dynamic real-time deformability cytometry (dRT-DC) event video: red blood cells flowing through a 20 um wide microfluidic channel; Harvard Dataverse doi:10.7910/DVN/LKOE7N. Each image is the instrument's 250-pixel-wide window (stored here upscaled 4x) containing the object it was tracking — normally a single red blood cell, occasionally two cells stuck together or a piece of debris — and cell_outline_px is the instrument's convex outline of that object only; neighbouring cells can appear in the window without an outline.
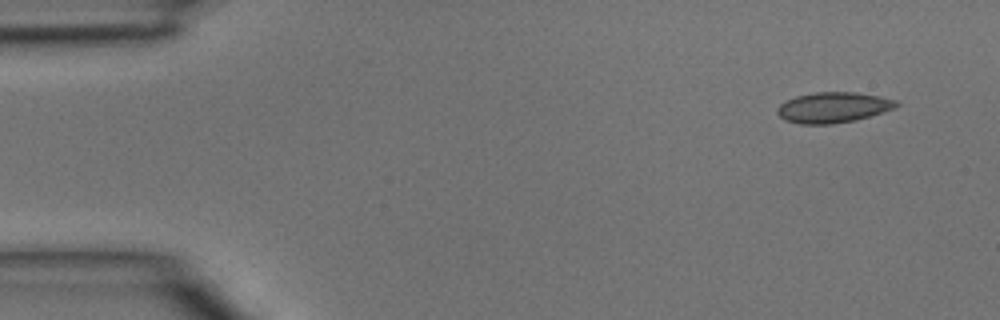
{"species": "common noctule bat (a hibernating species)", "species_latin": "Nyctalus noctula", "temperature_condition": "room temperature", "stored_images_in_passage": 5, "camera_frame_rate_fps": 3000, "um_per_image_px": 0.085, "animal": {"sex": "male", "body_mass_g": 15.6}, "frame": {"image": 1, "passage_image": 1, "time_ms": 0.0, "image_size_px": [1000, 320], "cell_outline_px": [[900, 104], [896, 108], [856, 120], [832, 124], [800, 124], [784, 120], [776, 112], [776, 108], [780, 104], [796, 96], [816, 92], [856, 92], [880, 96], [896, 100]], "centroid_in_image_um": [70.83, 9.13], "position_along_channel_um": 14.2, "area_um2": 21.27}}